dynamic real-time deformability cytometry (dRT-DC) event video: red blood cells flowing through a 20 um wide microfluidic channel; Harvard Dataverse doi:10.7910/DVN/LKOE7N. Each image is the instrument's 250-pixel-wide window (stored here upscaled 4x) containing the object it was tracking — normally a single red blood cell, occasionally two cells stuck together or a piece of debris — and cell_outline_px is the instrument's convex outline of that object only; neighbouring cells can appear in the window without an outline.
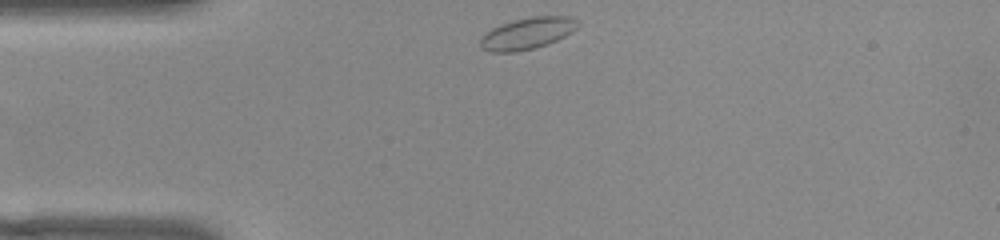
{"species": "common noctule bat (a hibernating species)", "species_latin": "Nyctalus noctula", "temperature_condition": "warm", "stored_images_in_passage": 42, "camera_frame_rate_fps": 3000, "um_per_image_px": 0.085, "animal": {"sex": "female", "body_mass_g": 22.0, "forearm_length_mm": 56.7}, "frame": {"image": 1, "passage_image": 1, "time_ms": 0.0, "image_size_px": [1000, 240], "cell_outline_px": [[580, 24], [572, 32], [548, 44], [516, 52], [488, 52], [480, 48], [480, 36], [484, 32], [500, 24], [532, 16], [568, 16], [580, 20]], "centroid_in_image_um": [44.8, 2.83], "position_along_channel_um": 40.2, "area_um2": 18.15}}
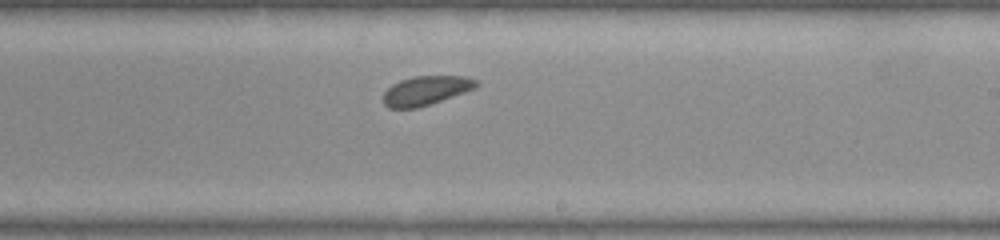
{"frame": {"image": 2, "passage_image": 20, "time_ms": 6.333, "image_size_px": [1000, 240], "cell_outline_px": [[480, 84], [476, 88], [416, 108], [388, 108], [384, 104], [384, 92], [392, 84], [400, 80], [412, 76], [468, 76], [476, 80]], "centroid_in_image_um": [36.2, 7.67], "position_along_channel_um": 252.8, "area_um2": 15.66}}
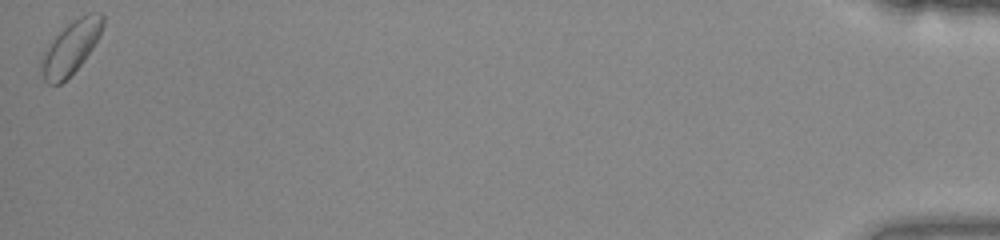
{"frame": {"image": 3, "passage_image": 42, "time_ms": 13.667, "image_size_px": [1000, 240], "cell_outline_px": [[104, 24], [92, 48], [84, 60], [60, 84], [48, 84], [44, 80], [40, 64], [40, 60], [44, 52], [56, 36], [72, 20], [88, 12], [100, 12], [104, 16]], "centroid_in_image_um": [6.02, 4.02], "position_along_channel_um": 429.2, "area_um2": 18.5}, "authors_computed_cell_mechanics": {"area_um2": 16.473, "velocity_mm_per_s": 3.7601, "shape_relaxation_time_tau1_ms": null, "shape_relaxation_time_tau2_ms": 10.8294, "deformation_change_tau1": null, "deformation_change_tau2": 0.1108}}